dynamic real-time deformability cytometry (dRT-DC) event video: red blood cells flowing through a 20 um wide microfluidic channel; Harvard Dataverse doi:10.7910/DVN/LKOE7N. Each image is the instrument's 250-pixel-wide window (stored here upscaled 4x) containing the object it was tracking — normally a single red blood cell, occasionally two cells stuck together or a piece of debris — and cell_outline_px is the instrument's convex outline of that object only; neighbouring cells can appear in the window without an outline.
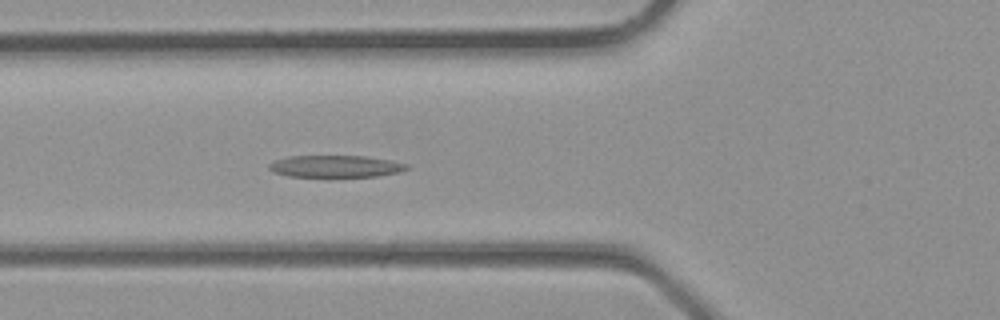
{"species": "common noctule bat (a hibernating species)", "species_latin": "Nyctalus noctula", "temperature_condition": "room temperature", "stored_images_in_passage": 36, "segment_of_instrument_passage": [1, 2], "camera_frame_rate_fps": 3000, "um_per_image_px": 0.085, "animal": {"sex": "male", "body_mass_g": 23.1, "forearm_length_mm": 52.7}, "frame": {"image": 1, "passage_image": 13, "time_ms": 4.0, "image_size_px": [1000, 320], "cell_outline_px": [[408, 168], [400, 172], [376, 176], [328, 180], [288, 176], [272, 172], [268, 168], [268, 164], [272, 160], [288, 156], [368, 156], [408, 164]], "centroid_in_image_um": [28.44, 14.19], "position_along_channel_um": 97.4, "area_um2": 18.84}}
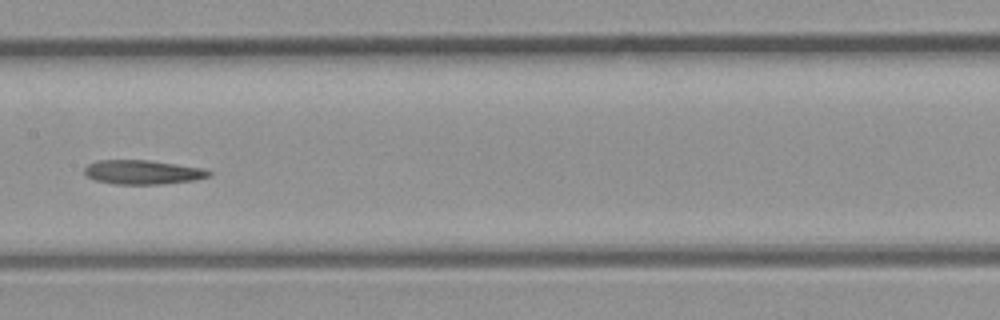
{"frame": {"image": 2, "passage_image": 18, "time_ms": 5.667, "image_size_px": [1000, 320], "cell_outline_px": [[212, 176], [192, 180], [160, 184], [116, 184], [96, 180], [88, 176], [84, 172], [84, 168], [88, 164], [96, 160], [152, 160], [204, 168], [212, 172]], "centroid_in_image_um": [12.15, 14.62], "position_along_channel_um": 195.2, "area_um2": 17.57}}
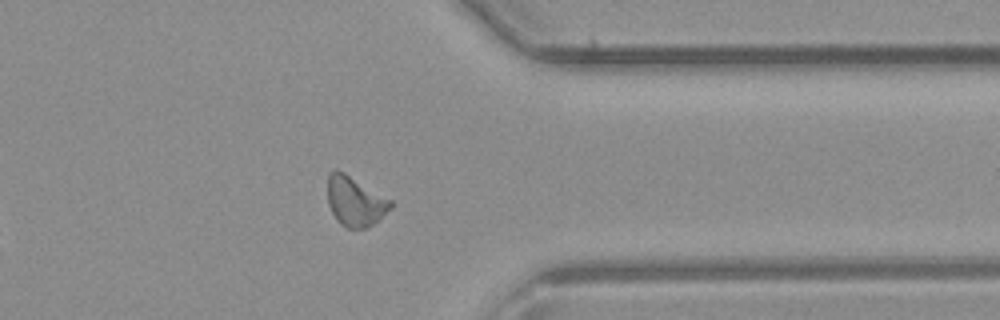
{"frame": {"image": 3, "passage_image": 28, "time_ms": 9.0, "image_size_px": [1000, 320], "cell_outline_px": [[392, 208], [368, 228], [348, 228], [340, 224], [336, 220], [328, 204], [328, 172], [336, 168], [344, 172], [392, 200]], "centroid_in_image_um": [30.17, 17.1], "position_along_channel_um": 381.2, "area_um2": 18.32}}